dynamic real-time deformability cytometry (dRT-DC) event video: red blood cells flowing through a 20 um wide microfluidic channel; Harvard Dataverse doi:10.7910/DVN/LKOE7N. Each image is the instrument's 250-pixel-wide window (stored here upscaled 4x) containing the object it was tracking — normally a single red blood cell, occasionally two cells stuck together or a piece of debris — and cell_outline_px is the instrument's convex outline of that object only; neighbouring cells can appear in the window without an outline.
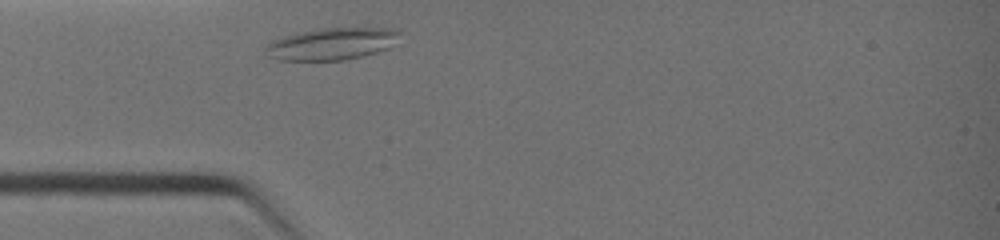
{"species": "common noctule bat (a hibernating species)", "species_latin": "Nyctalus noctula", "temperature_condition": "warm", "stored_images_in_passage": 1, "camera_frame_rate_fps": 3000, "um_per_image_px": 0.085, "animal": {"sex": "female", "body_mass_g": 19.0, "forearm_length_mm": 51.5}, "frame": {"image": 1, "passage_image": 1, "time_ms": 0.0, "image_size_px": [1000, 240], "cell_outline_px": [[404, 32], [396, 44], [388, 48], [364, 56], [344, 60], [280, 60], [268, 56], [264, 48], [268, 44], [284, 36], [296, 32], [324, 28], [396, 28]], "centroid_in_image_um": [28.29, 3.72], "position_along_channel_um": 56.7, "area_um2": 25.26}}